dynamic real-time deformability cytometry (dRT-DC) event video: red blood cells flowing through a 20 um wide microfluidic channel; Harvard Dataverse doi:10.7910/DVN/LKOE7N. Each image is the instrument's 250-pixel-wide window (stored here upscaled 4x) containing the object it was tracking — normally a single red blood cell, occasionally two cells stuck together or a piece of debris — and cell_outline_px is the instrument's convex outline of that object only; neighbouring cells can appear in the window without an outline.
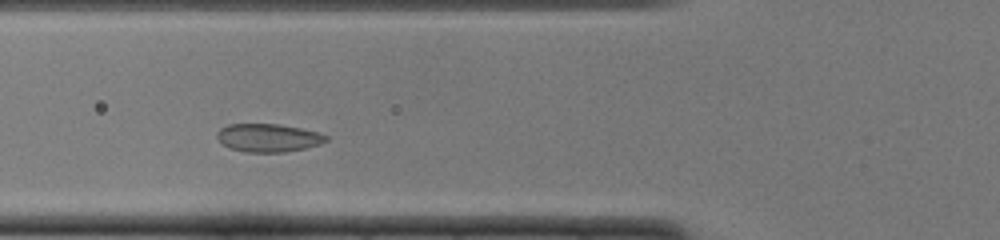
{"species": "common noctule bat (a hibernating species)", "species_latin": "Nyctalus noctula", "temperature_condition": "cold", "stored_images_in_passage": 41, "camera_frame_rate_fps": 3000, "um_per_image_px": 0.085, "animal": {"sex": "female", "body_mass_g": 22.0, "forearm_length_mm": 56.7}, "frame": {"image": 1, "passage_image": 9, "time_ms": 2.667, "image_size_px": [1000, 240], "cell_outline_px": [[328, 140], [320, 144], [304, 148], [284, 152], [244, 152], [228, 148], [216, 136], [216, 132], [220, 128], [228, 124], [280, 124], [300, 128], [316, 132], [328, 136]], "centroid_in_image_um": [22.77, 11.71], "position_along_channel_um": 103.0, "area_um2": 17.86}}
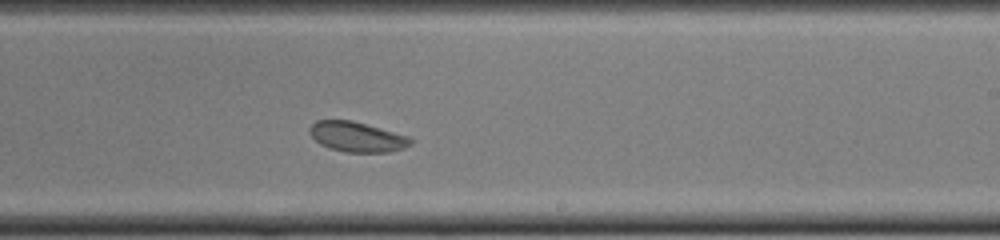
{"frame": {"image": 2, "passage_image": 21, "time_ms": 6.667, "image_size_px": [1000, 240], "cell_outline_px": [[412, 144], [404, 148], [388, 152], [348, 152], [328, 148], [320, 144], [308, 132], [308, 128], [316, 120], [352, 120], [408, 136], [412, 140]], "centroid_in_image_um": [30.32, 11.63], "position_along_channel_um": 258.7, "area_um2": 17.63}}
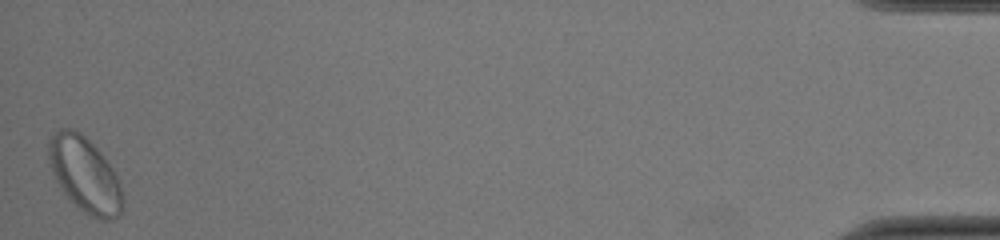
{"frame": {"image": 3, "passage_image": 41, "time_ms": 13.333, "image_size_px": [1000, 240], "cell_outline_px": [[124, 208], [112, 220], [104, 220], [92, 216], [84, 212], [64, 192], [56, 180], [52, 172], [48, 156], [48, 136], [60, 128], [72, 128], [80, 132], [100, 152], [112, 168], [120, 184], [124, 196]], "centroid_in_image_um": [7.21, 14.82], "position_along_channel_um": 428.0, "area_um2": 32.19}, "authors_computed_cell_mechanics": {"area_um2": 18.6116, "velocity_mm_per_s": 3.904, "shape_relaxation_time_tau1_ms": 6.3052, "shape_relaxation_time_tau2_ms": null, "deformation_change_tau1": 0.0738, "deformation_change_tau2": null}}